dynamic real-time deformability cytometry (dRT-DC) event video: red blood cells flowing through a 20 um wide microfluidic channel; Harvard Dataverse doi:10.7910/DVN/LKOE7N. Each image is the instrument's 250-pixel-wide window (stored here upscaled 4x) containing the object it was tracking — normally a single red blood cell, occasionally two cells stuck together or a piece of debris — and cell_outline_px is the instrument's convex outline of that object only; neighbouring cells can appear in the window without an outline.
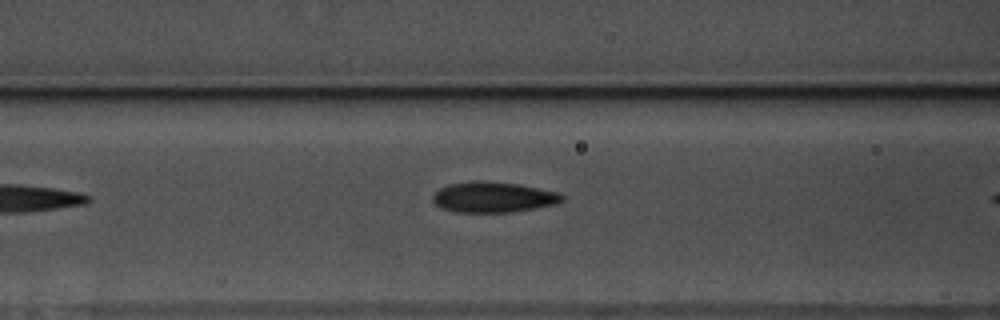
{"species": "common noctule bat (a hibernating species)", "species_latin": "Nyctalus noctula", "temperature_condition": "warm", "stored_images_in_passage": 9, "camera_frame_rate_fps": 3000, "um_per_image_px": 0.085, "animal": {"sex": "male", "body_mass_g": 17.5, "forearm_length_mm": 52.3}, "frame": {"image": 1, "passage_image": 8, "time_ms": 2.333, "image_size_px": [1000, 320], "cell_outline_px": [[564, 200], [556, 204], [536, 208], [512, 212], [456, 212], [440, 208], [432, 200], [432, 196], [440, 188], [448, 184], [472, 180], [484, 180], [520, 184], [560, 192], [564, 196]], "centroid_in_image_um": [41.94, 16.74], "position_along_channel_um": 124.7, "area_um2": 23.41}}